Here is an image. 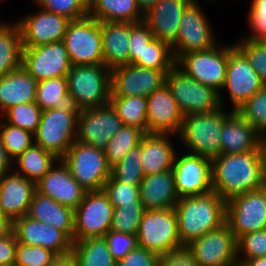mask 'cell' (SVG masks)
Listing matches in <instances>:
<instances>
[{
	"label": "cell",
	"instance_id": "1",
	"mask_svg": "<svg viewBox=\"0 0 266 266\" xmlns=\"http://www.w3.org/2000/svg\"><path fill=\"white\" fill-rule=\"evenodd\" d=\"M211 165L213 191L225 202L260 189L266 175V142L256 151L221 154Z\"/></svg>",
	"mask_w": 266,
	"mask_h": 266
},
{
	"label": "cell",
	"instance_id": "2",
	"mask_svg": "<svg viewBox=\"0 0 266 266\" xmlns=\"http://www.w3.org/2000/svg\"><path fill=\"white\" fill-rule=\"evenodd\" d=\"M183 247L225 223L226 202L214 191L181 197L174 207Z\"/></svg>",
	"mask_w": 266,
	"mask_h": 266
},
{
	"label": "cell",
	"instance_id": "3",
	"mask_svg": "<svg viewBox=\"0 0 266 266\" xmlns=\"http://www.w3.org/2000/svg\"><path fill=\"white\" fill-rule=\"evenodd\" d=\"M230 114L221 106L213 112L185 116L177 137L188 153L212 160L221 155L220 133Z\"/></svg>",
	"mask_w": 266,
	"mask_h": 266
},
{
	"label": "cell",
	"instance_id": "4",
	"mask_svg": "<svg viewBox=\"0 0 266 266\" xmlns=\"http://www.w3.org/2000/svg\"><path fill=\"white\" fill-rule=\"evenodd\" d=\"M69 93L81 110L109 104L111 70L105 65H72L67 73Z\"/></svg>",
	"mask_w": 266,
	"mask_h": 266
},
{
	"label": "cell",
	"instance_id": "5",
	"mask_svg": "<svg viewBox=\"0 0 266 266\" xmlns=\"http://www.w3.org/2000/svg\"><path fill=\"white\" fill-rule=\"evenodd\" d=\"M72 177L87 192L101 191L111 176L104 151L79 142H74L61 159Z\"/></svg>",
	"mask_w": 266,
	"mask_h": 266
},
{
	"label": "cell",
	"instance_id": "6",
	"mask_svg": "<svg viewBox=\"0 0 266 266\" xmlns=\"http://www.w3.org/2000/svg\"><path fill=\"white\" fill-rule=\"evenodd\" d=\"M234 47V44L215 45L205 51L191 52L183 55L176 65L190 78L219 92L220 104L224 106L225 102L220 90L224 87L226 80L228 54Z\"/></svg>",
	"mask_w": 266,
	"mask_h": 266
},
{
	"label": "cell",
	"instance_id": "7",
	"mask_svg": "<svg viewBox=\"0 0 266 266\" xmlns=\"http://www.w3.org/2000/svg\"><path fill=\"white\" fill-rule=\"evenodd\" d=\"M138 246L159 256L184 248L181 244L174 208L146 210L137 233Z\"/></svg>",
	"mask_w": 266,
	"mask_h": 266
},
{
	"label": "cell",
	"instance_id": "8",
	"mask_svg": "<svg viewBox=\"0 0 266 266\" xmlns=\"http://www.w3.org/2000/svg\"><path fill=\"white\" fill-rule=\"evenodd\" d=\"M63 41L72 65H104L100 21L89 15L71 20Z\"/></svg>",
	"mask_w": 266,
	"mask_h": 266
},
{
	"label": "cell",
	"instance_id": "9",
	"mask_svg": "<svg viewBox=\"0 0 266 266\" xmlns=\"http://www.w3.org/2000/svg\"><path fill=\"white\" fill-rule=\"evenodd\" d=\"M166 84L184 116L213 112L221 107L219 92L190 78L177 65L167 73Z\"/></svg>",
	"mask_w": 266,
	"mask_h": 266
},
{
	"label": "cell",
	"instance_id": "10",
	"mask_svg": "<svg viewBox=\"0 0 266 266\" xmlns=\"http://www.w3.org/2000/svg\"><path fill=\"white\" fill-rule=\"evenodd\" d=\"M113 212L114 206L103 190L86 192L74 210L73 242L104 237L111 230Z\"/></svg>",
	"mask_w": 266,
	"mask_h": 266
},
{
	"label": "cell",
	"instance_id": "11",
	"mask_svg": "<svg viewBox=\"0 0 266 266\" xmlns=\"http://www.w3.org/2000/svg\"><path fill=\"white\" fill-rule=\"evenodd\" d=\"M78 118L55 108L42 111L34 143L62 159L76 141Z\"/></svg>",
	"mask_w": 266,
	"mask_h": 266
},
{
	"label": "cell",
	"instance_id": "12",
	"mask_svg": "<svg viewBox=\"0 0 266 266\" xmlns=\"http://www.w3.org/2000/svg\"><path fill=\"white\" fill-rule=\"evenodd\" d=\"M209 23L199 2L191 3L184 10L180 19L177 40L171 46L176 62L185 54L205 51L217 45Z\"/></svg>",
	"mask_w": 266,
	"mask_h": 266
},
{
	"label": "cell",
	"instance_id": "13",
	"mask_svg": "<svg viewBox=\"0 0 266 266\" xmlns=\"http://www.w3.org/2000/svg\"><path fill=\"white\" fill-rule=\"evenodd\" d=\"M225 222L236 239L246 233L266 229V197L257 189L226 202Z\"/></svg>",
	"mask_w": 266,
	"mask_h": 266
},
{
	"label": "cell",
	"instance_id": "14",
	"mask_svg": "<svg viewBox=\"0 0 266 266\" xmlns=\"http://www.w3.org/2000/svg\"><path fill=\"white\" fill-rule=\"evenodd\" d=\"M185 248L200 266H230L238 261L237 239L226 222Z\"/></svg>",
	"mask_w": 266,
	"mask_h": 266
},
{
	"label": "cell",
	"instance_id": "15",
	"mask_svg": "<svg viewBox=\"0 0 266 266\" xmlns=\"http://www.w3.org/2000/svg\"><path fill=\"white\" fill-rule=\"evenodd\" d=\"M123 125L110 103L81 110L77 120L76 142L104 151L110 139L121 130Z\"/></svg>",
	"mask_w": 266,
	"mask_h": 266
},
{
	"label": "cell",
	"instance_id": "16",
	"mask_svg": "<svg viewBox=\"0 0 266 266\" xmlns=\"http://www.w3.org/2000/svg\"><path fill=\"white\" fill-rule=\"evenodd\" d=\"M21 66L38 82L67 77L72 67L64 41L22 49Z\"/></svg>",
	"mask_w": 266,
	"mask_h": 266
},
{
	"label": "cell",
	"instance_id": "17",
	"mask_svg": "<svg viewBox=\"0 0 266 266\" xmlns=\"http://www.w3.org/2000/svg\"><path fill=\"white\" fill-rule=\"evenodd\" d=\"M176 191L181 197L199 196L213 191L211 159L185 152L174 159Z\"/></svg>",
	"mask_w": 266,
	"mask_h": 266
},
{
	"label": "cell",
	"instance_id": "18",
	"mask_svg": "<svg viewBox=\"0 0 266 266\" xmlns=\"http://www.w3.org/2000/svg\"><path fill=\"white\" fill-rule=\"evenodd\" d=\"M169 71L143 68L134 64L116 67L111 70L110 97H147L166 84Z\"/></svg>",
	"mask_w": 266,
	"mask_h": 266
},
{
	"label": "cell",
	"instance_id": "19",
	"mask_svg": "<svg viewBox=\"0 0 266 266\" xmlns=\"http://www.w3.org/2000/svg\"><path fill=\"white\" fill-rule=\"evenodd\" d=\"M264 86L247 58L234 47L228 54L226 80L222 88L227 89L229 93L228 96L233 104L232 111H237Z\"/></svg>",
	"mask_w": 266,
	"mask_h": 266
},
{
	"label": "cell",
	"instance_id": "20",
	"mask_svg": "<svg viewBox=\"0 0 266 266\" xmlns=\"http://www.w3.org/2000/svg\"><path fill=\"white\" fill-rule=\"evenodd\" d=\"M71 20L40 8L34 14L16 21L20 28L23 48L62 41Z\"/></svg>",
	"mask_w": 266,
	"mask_h": 266
},
{
	"label": "cell",
	"instance_id": "21",
	"mask_svg": "<svg viewBox=\"0 0 266 266\" xmlns=\"http://www.w3.org/2000/svg\"><path fill=\"white\" fill-rule=\"evenodd\" d=\"M184 117L167 84L147 96V133L178 136Z\"/></svg>",
	"mask_w": 266,
	"mask_h": 266
},
{
	"label": "cell",
	"instance_id": "22",
	"mask_svg": "<svg viewBox=\"0 0 266 266\" xmlns=\"http://www.w3.org/2000/svg\"><path fill=\"white\" fill-rule=\"evenodd\" d=\"M13 232L18 242L49 249L56 255L72 251L73 241L63 231L27 215L13 222Z\"/></svg>",
	"mask_w": 266,
	"mask_h": 266
},
{
	"label": "cell",
	"instance_id": "23",
	"mask_svg": "<svg viewBox=\"0 0 266 266\" xmlns=\"http://www.w3.org/2000/svg\"><path fill=\"white\" fill-rule=\"evenodd\" d=\"M36 191L59 204L75 210L87 192L72 177L68 167L59 159L37 183Z\"/></svg>",
	"mask_w": 266,
	"mask_h": 266
},
{
	"label": "cell",
	"instance_id": "24",
	"mask_svg": "<svg viewBox=\"0 0 266 266\" xmlns=\"http://www.w3.org/2000/svg\"><path fill=\"white\" fill-rule=\"evenodd\" d=\"M190 0H159L144 13V22L154 38L172 46L177 40L180 19Z\"/></svg>",
	"mask_w": 266,
	"mask_h": 266
},
{
	"label": "cell",
	"instance_id": "25",
	"mask_svg": "<svg viewBox=\"0 0 266 266\" xmlns=\"http://www.w3.org/2000/svg\"><path fill=\"white\" fill-rule=\"evenodd\" d=\"M36 184L15 171L0 176V209L15 221L27 215Z\"/></svg>",
	"mask_w": 266,
	"mask_h": 266
},
{
	"label": "cell",
	"instance_id": "26",
	"mask_svg": "<svg viewBox=\"0 0 266 266\" xmlns=\"http://www.w3.org/2000/svg\"><path fill=\"white\" fill-rule=\"evenodd\" d=\"M221 154H237L258 150L266 140L236 111L225 119L220 133Z\"/></svg>",
	"mask_w": 266,
	"mask_h": 266
},
{
	"label": "cell",
	"instance_id": "27",
	"mask_svg": "<svg viewBox=\"0 0 266 266\" xmlns=\"http://www.w3.org/2000/svg\"><path fill=\"white\" fill-rule=\"evenodd\" d=\"M139 196L145 210L174 208L179 200L172 170L145 176L139 184Z\"/></svg>",
	"mask_w": 266,
	"mask_h": 266
},
{
	"label": "cell",
	"instance_id": "28",
	"mask_svg": "<svg viewBox=\"0 0 266 266\" xmlns=\"http://www.w3.org/2000/svg\"><path fill=\"white\" fill-rule=\"evenodd\" d=\"M170 134L145 133L142 137V169L145 176L173 169L176 151Z\"/></svg>",
	"mask_w": 266,
	"mask_h": 266
},
{
	"label": "cell",
	"instance_id": "29",
	"mask_svg": "<svg viewBox=\"0 0 266 266\" xmlns=\"http://www.w3.org/2000/svg\"><path fill=\"white\" fill-rule=\"evenodd\" d=\"M27 216L63 231L72 241L74 236V210L35 191Z\"/></svg>",
	"mask_w": 266,
	"mask_h": 266
},
{
	"label": "cell",
	"instance_id": "30",
	"mask_svg": "<svg viewBox=\"0 0 266 266\" xmlns=\"http://www.w3.org/2000/svg\"><path fill=\"white\" fill-rule=\"evenodd\" d=\"M37 81L22 67L0 77V114L12 106L35 102Z\"/></svg>",
	"mask_w": 266,
	"mask_h": 266
},
{
	"label": "cell",
	"instance_id": "31",
	"mask_svg": "<svg viewBox=\"0 0 266 266\" xmlns=\"http://www.w3.org/2000/svg\"><path fill=\"white\" fill-rule=\"evenodd\" d=\"M104 65L110 70L129 64L130 22H101Z\"/></svg>",
	"mask_w": 266,
	"mask_h": 266
},
{
	"label": "cell",
	"instance_id": "32",
	"mask_svg": "<svg viewBox=\"0 0 266 266\" xmlns=\"http://www.w3.org/2000/svg\"><path fill=\"white\" fill-rule=\"evenodd\" d=\"M35 103L42 111L55 108L74 114L77 118L81 112L75 98L69 93L67 77L38 81Z\"/></svg>",
	"mask_w": 266,
	"mask_h": 266
},
{
	"label": "cell",
	"instance_id": "33",
	"mask_svg": "<svg viewBox=\"0 0 266 266\" xmlns=\"http://www.w3.org/2000/svg\"><path fill=\"white\" fill-rule=\"evenodd\" d=\"M88 15L100 22H130L144 20L136 0H89Z\"/></svg>",
	"mask_w": 266,
	"mask_h": 266
},
{
	"label": "cell",
	"instance_id": "34",
	"mask_svg": "<svg viewBox=\"0 0 266 266\" xmlns=\"http://www.w3.org/2000/svg\"><path fill=\"white\" fill-rule=\"evenodd\" d=\"M58 160L53 153L34 143L13 161L17 167L14 170L36 184Z\"/></svg>",
	"mask_w": 266,
	"mask_h": 266
},
{
	"label": "cell",
	"instance_id": "35",
	"mask_svg": "<svg viewBox=\"0 0 266 266\" xmlns=\"http://www.w3.org/2000/svg\"><path fill=\"white\" fill-rule=\"evenodd\" d=\"M21 32L17 23L0 28V77L18 69L22 60Z\"/></svg>",
	"mask_w": 266,
	"mask_h": 266
},
{
	"label": "cell",
	"instance_id": "36",
	"mask_svg": "<svg viewBox=\"0 0 266 266\" xmlns=\"http://www.w3.org/2000/svg\"><path fill=\"white\" fill-rule=\"evenodd\" d=\"M71 252L76 266H116L104 237L74 241Z\"/></svg>",
	"mask_w": 266,
	"mask_h": 266
},
{
	"label": "cell",
	"instance_id": "37",
	"mask_svg": "<svg viewBox=\"0 0 266 266\" xmlns=\"http://www.w3.org/2000/svg\"><path fill=\"white\" fill-rule=\"evenodd\" d=\"M109 103L124 125L136 127L147 133V97H110Z\"/></svg>",
	"mask_w": 266,
	"mask_h": 266
},
{
	"label": "cell",
	"instance_id": "38",
	"mask_svg": "<svg viewBox=\"0 0 266 266\" xmlns=\"http://www.w3.org/2000/svg\"><path fill=\"white\" fill-rule=\"evenodd\" d=\"M144 134L136 127L123 125L121 130L110 139L104 150L109 166L112 168L118 164L131 149L137 147Z\"/></svg>",
	"mask_w": 266,
	"mask_h": 266
},
{
	"label": "cell",
	"instance_id": "39",
	"mask_svg": "<svg viewBox=\"0 0 266 266\" xmlns=\"http://www.w3.org/2000/svg\"><path fill=\"white\" fill-rule=\"evenodd\" d=\"M134 65L157 69V70H171L175 65L171 46L159 39L153 38L142 52V57H139Z\"/></svg>",
	"mask_w": 266,
	"mask_h": 266
},
{
	"label": "cell",
	"instance_id": "40",
	"mask_svg": "<svg viewBox=\"0 0 266 266\" xmlns=\"http://www.w3.org/2000/svg\"><path fill=\"white\" fill-rule=\"evenodd\" d=\"M111 175L124 184L139 186L145 175L142 169V139L125 157L111 168Z\"/></svg>",
	"mask_w": 266,
	"mask_h": 266
},
{
	"label": "cell",
	"instance_id": "41",
	"mask_svg": "<svg viewBox=\"0 0 266 266\" xmlns=\"http://www.w3.org/2000/svg\"><path fill=\"white\" fill-rule=\"evenodd\" d=\"M236 112L266 140V85Z\"/></svg>",
	"mask_w": 266,
	"mask_h": 266
},
{
	"label": "cell",
	"instance_id": "42",
	"mask_svg": "<svg viewBox=\"0 0 266 266\" xmlns=\"http://www.w3.org/2000/svg\"><path fill=\"white\" fill-rule=\"evenodd\" d=\"M0 136L9 157L14 161L34 144V134L30 131L0 122Z\"/></svg>",
	"mask_w": 266,
	"mask_h": 266
},
{
	"label": "cell",
	"instance_id": "43",
	"mask_svg": "<svg viewBox=\"0 0 266 266\" xmlns=\"http://www.w3.org/2000/svg\"><path fill=\"white\" fill-rule=\"evenodd\" d=\"M42 110L35 102L18 104L8 109L1 117L12 126L32 132L37 131Z\"/></svg>",
	"mask_w": 266,
	"mask_h": 266
},
{
	"label": "cell",
	"instance_id": "44",
	"mask_svg": "<svg viewBox=\"0 0 266 266\" xmlns=\"http://www.w3.org/2000/svg\"><path fill=\"white\" fill-rule=\"evenodd\" d=\"M145 211L142 203H132L114 208L111 230L137 235Z\"/></svg>",
	"mask_w": 266,
	"mask_h": 266
},
{
	"label": "cell",
	"instance_id": "45",
	"mask_svg": "<svg viewBox=\"0 0 266 266\" xmlns=\"http://www.w3.org/2000/svg\"><path fill=\"white\" fill-rule=\"evenodd\" d=\"M38 8L66 17L69 20L88 16L89 0H34Z\"/></svg>",
	"mask_w": 266,
	"mask_h": 266
},
{
	"label": "cell",
	"instance_id": "46",
	"mask_svg": "<svg viewBox=\"0 0 266 266\" xmlns=\"http://www.w3.org/2000/svg\"><path fill=\"white\" fill-rule=\"evenodd\" d=\"M102 190L108 196L114 208L132 203H141L139 186L124 184L117 181L112 175L105 182Z\"/></svg>",
	"mask_w": 266,
	"mask_h": 266
},
{
	"label": "cell",
	"instance_id": "47",
	"mask_svg": "<svg viewBox=\"0 0 266 266\" xmlns=\"http://www.w3.org/2000/svg\"><path fill=\"white\" fill-rule=\"evenodd\" d=\"M55 256L49 249L18 242L14 266H47Z\"/></svg>",
	"mask_w": 266,
	"mask_h": 266
},
{
	"label": "cell",
	"instance_id": "48",
	"mask_svg": "<svg viewBox=\"0 0 266 266\" xmlns=\"http://www.w3.org/2000/svg\"><path fill=\"white\" fill-rule=\"evenodd\" d=\"M237 256L238 259L266 257V229L246 233L239 237L237 239Z\"/></svg>",
	"mask_w": 266,
	"mask_h": 266
},
{
	"label": "cell",
	"instance_id": "49",
	"mask_svg": "<svg viewBox=\"0 0 266 266\" xmlns=\"http://www.w3.org/2000/svg\"><path fill=\"white\" fill-rule=\"evenodd\" d=\"M249 61L251 67L266 85V50L258 41L242 38L234 45Z\"/></svg>",
	"mask_w": 266,
	"mask_h": 266
},
{
	"label": "cell",
	"instance_id": "50",
	"mask_svg": "<svg viewBox=\"0 0 266 266\" xmlns=\"http://www.w3.org/2000/svg\"><path fill=\"white\" fill-rule=\"evenodd\" d=\"M154 38L148 25L144 22L130 23V42H129V64H134L145 46Z\"/></svg>",
	"mask_w": 266,
	"mask_h": 266
},
{
	"label": "cell",
	"instance_id": "51",
	"mask_svg": "<svg viewBox=\"0 0 266 266\" xmlns=\"http://www.w3.org/2000/svg\"><path fill=\"white\" fill-rule=\"evenodd\" d=\"M104 239L107 241L110 253L116 261L123 259L131 250L138 247L137 235L110 230Z\"/></svg>",
	"mask_w": 266,
	"mask_h": 266
},
{
	"label": "cell",
	"instance_id": "52",
	"mask_svg": "<svg viewBox=\"0 0 266 266\" xmlns=\"http://www.w3.org/2000/svg\"><path fill=\"white\" fill-rule=\"evenodd\" d=\"M248 23L252 34L244 37L247 40L258 41L266 36V0H252L248 14Z\"/></svg>",
	"mask_w": 266,
	"mask_h": 266
},
{
	"label": "cell",
	"instance_id": "53",
	"mask_svg": "<svg viewBox=\"0 0 266 266\" xmlns=\"http://www.w3.org/2000/svg\"><path fill=\"white\" fill-rule=\"evenodd\" d=\"M160 256L142 247L131 250L123 259L116 262V266H157Z\"/></svg>",
	"mask_w": 266,
	"mask_h": 266
},
{
	"label": "cell",
	"instance_id": "54",
	"mask_svg": "<svg viewBox=\"0 0 266 266\" xmlns=\"http://www.w3.org/2000/svg\"><path fill=\"white\" fill-rule=\"evenodd\" d=\"M159 263L162 266H200L185 247L180 250L161 255Z\"/></svg>",
	"mask_w": 266,
	"mask_h": 266
},
{
	"label": "cell",
	"instance_id": "55",
	"mask_svg": "<svg viewBox=\"0 0 266 266\" xmlns=\"http://www.w3.org/2000/svg\"><path fill=\"white\" fill-rule=\"evenodd\" d=\"M17 243L14 232L0 238V266H14Z\"/></svg>",
	"mask_w": 266,
	"mask_h": 266
},
{
	"label": "cell",
	"instance_id": "56",
	"mask_svg": "<svg viewBox=\"0 0 266 266\" xmlns=\"http://www.w3.org/2000/svg\"><path fill=\"white\" fill-rule=\"evenodd\" d=\"M13 164V160L9 157L0 136V176L7 172H10V170H13Z\"/></svg>",
	"mask_w": 266,
	"mask_h": 266
},
{
	"label": "cell",
	"instance_id": "57",
	"mask_svg": "<svg viewBox=\"0 0 266 266\" xmlns=\"http://www.w3.org/2000/svg\"><path fill=\"white\" fill-rule=\"evenodd\" d=\"M47 266H76L72 252L65 255H56Z\"/></svg>",
	"mask_w": 266,
	"mask_h": 266
},
{
	"label": "cell",
	"instance_id": "58",
	"mask_svg": "<svg viewBox=\"0 0 266 266\" xmlns=\"http://www.w3.org/2000/svg\"><path fill=\"white\" fill-rule=\"evenodd\" d=\"M13 232V221H11L0 209V238Z\"/></svg>",
	"mask_w": 266,
	"mask_h": 266
},
{
	"label": "cell",
	"instance_id": "59",
	"mask_svg": "<svg viewBox=\"0 0 266 266\" xmlns=\"http://www.w3.org/2000/svg\"><path fill=\"white\" fill-rule=\"evenodd\" d=\"M241 266H266V257L252 259H238Z\"/></svg>",
	"mask_w": 266,
	"mask_h": 266
},
{
	"label": "cell",
	"instance_id": "60",
	"mask_svg": "<svg viewBox=\"0 0 266 266\" xmlns=\"http://www.w3.org/2000/svg\"><path fill=\"white\" fill-rule=\"evenodd\" d=\"M140 10L145 13L152 6H154L159 0H136Z\"/></svg>",
	"mask_w": 266,
	"mask_h": 266
},
{
	"label": "cell",
	"instance_id": "61",
	"mask_svg": "<svg viewBox=\"0 0 266 266\" xmlns=\"http://www.w3.org/2000/svg\"><path fill=\"white\" fill-rule=\"evenodd\" d=\"M258 42L264 47L266 50V36L262 37L261 39L258 40Z\"/></svg>",
	"mask_w": 266,
	"mask_h": 266
},
{
	"label": "cell",
	"instance_id": "62",
	"mask_svg": "<svg viewBox=\"0 0 266 266\" xmlns=\"http://www.w3.org/2000/svg\"><path fill=\"white\" fill-rule=\"evenodd\" d=\"M261 189L263 190V193L266 197V175H265V178H264V181H263V184L261 186Z\"/></svg>",
	"mask_w": 266,
	"mask_h": 266
},
{
	"label": "cell",
	"instance_id": "63",
	"mask_svg": "<svg viewBox=\"0 0 266 266\" xmlns=\"http://www.w3.org/2000/svg\"><path fill=\"white\" fill-rule=\"evenodd\" d=\"M192 3H198V0H190ZM206 1H216V0H206Z\"/></svg>",
	"mask_w": 266,
	"mask_h": 266
},
{
	"label": "cell",
	"instance_id": "64",
	"mask_svg": "<svg viewBox=\"0 0 266 266\" xmlns=\"http://www.w3.org/2000/svg\"><path fill=\"white\" fill-rule=\"evenodd\" d=\"M230 266H241V264L237 261L236 263L230 265Z\"/></svg>",
	"mask_w": 266,
	"mask_h": 266
},
{
	"label": "cell",
	"instance_id": "65",
	"mask_svg": "<svg viewBox=\"0 0 266 266\" xmlns=\"http://www.w3.org/2000/svg\"><path fill=\"white\" fill-rule=\"evenodd\" d=\"M6 22H0V28L5 24Z\"/></svg>",
	"mask_w": 266,
	"mask_h": 266
}]
</instances>
